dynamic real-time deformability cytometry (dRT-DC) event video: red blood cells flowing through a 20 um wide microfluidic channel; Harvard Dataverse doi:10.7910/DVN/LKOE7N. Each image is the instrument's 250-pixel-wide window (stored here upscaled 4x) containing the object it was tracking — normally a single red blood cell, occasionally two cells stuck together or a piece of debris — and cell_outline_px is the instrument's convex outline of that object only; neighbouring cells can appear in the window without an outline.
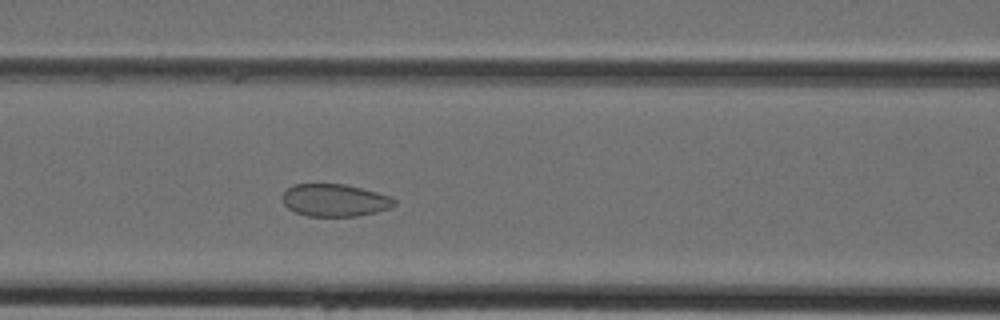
{"species": "Egyptian fruit bat (a non-hibernating species)", "species_latin": "Rousettus aegyptiacus", "temperature_condition": "cold", "stored_images_in_passage": 41, "camera_frame_rate_fps": 3000, "um_per_image_px": 0.085, "animal": {"sex": "female"}, "frame": {"image": 1, "passage_image": 15, "time_ms": 4.667, "image_size_px": [1000, 320], "cell_outline_px": [[396, 204], [388, 208], [376, 212], [356, 216], [308, 216], [296, 212], [288, 208], [284, 204], [280, 196], [292, 184], [344, 184], [392, 196], [396, 200]], "centroid_in_image_um": [28.43, 17.02], "position_along_channel_um": 138.2, "area_um2": 21.15}}
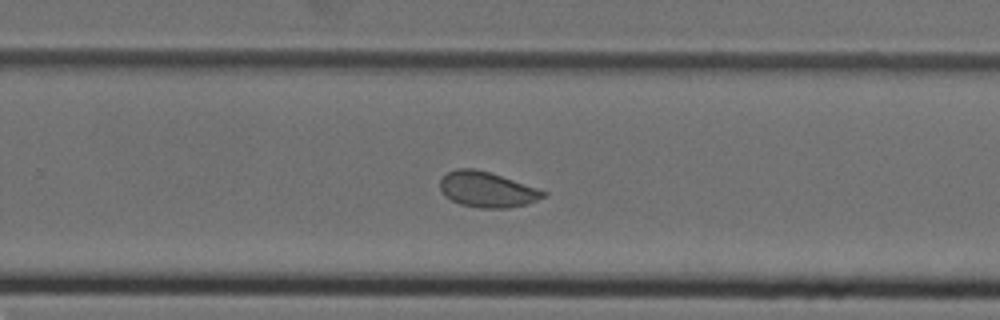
{"frame": {"image": 2, "passage_image": 25, "time_ms": 8.0, "image_size_px": [1000, 320], "cell_outline_px": [[548, 192], [544, 196], [536, 200], [524, 204], [508, 208], [480, 208], [460, 204], [444, 196], [440, 192], [440, 180], [448, 172], [456, 168], [476, 168]], "centroid_in_image_um": [41.33, 16.11], "position_along_channel_um": 288.5, "area_um2": 21.04}}
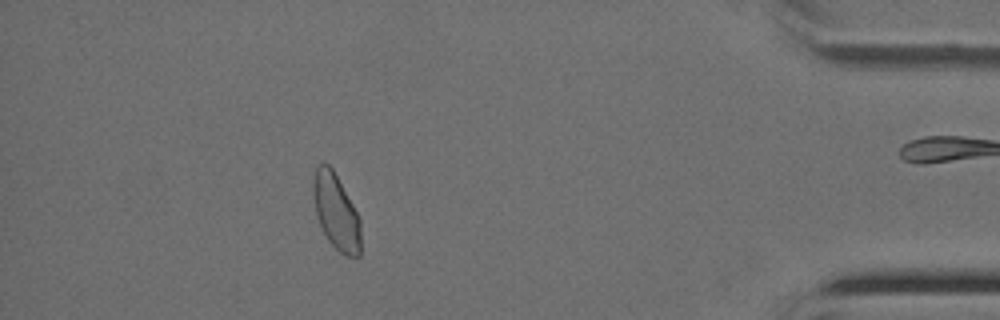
{"frame": {"image": 3, "passage_image": 36, "time_ms": 11.667, "image_size_px": [1000, 320], "cell_outline_px": [[360, 256], [348, 256], [340, 252], [328, 240], [316, 216], [312, 192], [312, 176], [316, 164], [324, 160], [332, 168], [352, 204], [360, 220]], "centroid_in_image_um": [28.52, 17.93], "position_along_channel_um": 406.7, "area_um2": 20.98}}